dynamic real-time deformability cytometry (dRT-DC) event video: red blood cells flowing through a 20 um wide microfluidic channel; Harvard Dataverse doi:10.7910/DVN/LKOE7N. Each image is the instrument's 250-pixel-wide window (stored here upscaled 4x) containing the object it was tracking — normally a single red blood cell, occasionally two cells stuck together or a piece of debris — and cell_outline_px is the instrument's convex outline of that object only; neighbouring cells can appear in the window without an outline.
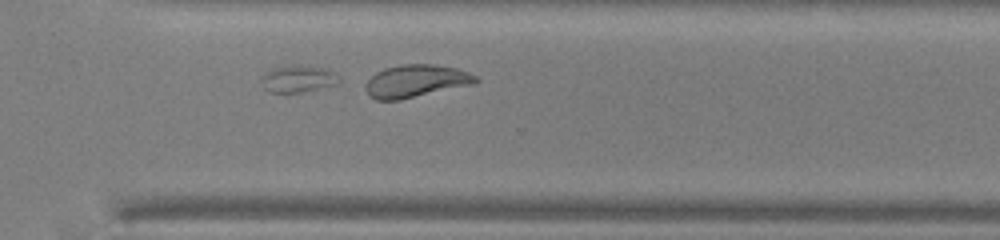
{"species": "common noctule bat (a hibernating species)", "species_latin": "Nyctalus noctula", "temperature_condition": "warm", "stored_images_in_passage": 39, "segment_of_instrument_passage": [3, 3], "camera_frame_rate_fps": 3000, "um_per_image_px": 0.085, "animal": {"sex": "male", "body_mass_g": 13.0, "forearm_length_mm": 53.1}, "frame": {"image": 1, "passage_image": 34, "time_ms": 11.0, "image_size_px": [1000, 240], "cell_outline_px": [[480, 80], [472, 84], [400, 100], [376, 100], [368, 96], [364, 88], [364, 84], [376, 72], [384, 68], [400, 64], [436, 64], [456, 68], [468, 72], [476, 76]], "centroid_in_image_um": [35.3, 6.89], "position_along_channel_um": 335.3, "area_um2": 21.04}}